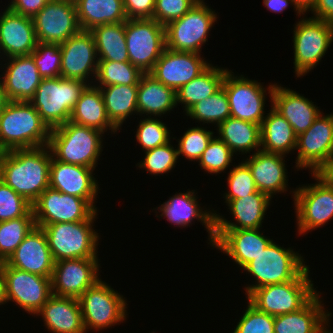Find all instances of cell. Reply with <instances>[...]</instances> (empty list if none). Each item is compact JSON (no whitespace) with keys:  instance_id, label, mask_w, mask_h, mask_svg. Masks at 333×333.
Returning <instances> with one entry per match:
<instances>
[{"instance_id":"obj_1","label":"cell","mask_w":333,"mask_h":333,"mask_svg":"<svg viewBox=\"0 0 333 333\" xmlns=\"http://www.w3.org/2000/svg\"><path fill=\"white\" fill-rule=\"evenodd\" d=\"M52 156L48 145L5 151L0 180L33 204L49 187Z\"/></svg>"},{"instance_id":"obj_2","label":"cell","mask_w":333,"mask_h":333,"mask_svg":"<svg viewBox=\"0 0 333 333\" xmlns=\"http://www.w3.org/2000/svg\"><path fill=\"white\" fill-rule=\"evenodd\" d=\"M50 132L30 102L9 101L0 114V145L4 151L48 145Z\"/></svg>"},{"instance_id":"obj_3","label":"cell","mask_w":333,"mask_h":333,"mask_svg":"<svg viewBox=\"0 0 333 333\" xmlns=\"http://www.w3.org/2000/svg\"><path fill=\"white\" fill-rule=\"evenodd\" d=\"M103 134L98 129L68 121L51 129L48 146L60 162L96 169L103 151Z\"/></svg>"},{"instance_id":"obj_4","label":"cell","mask_w":333,"mask_h":333,"mask_svg":"<svg viewBox=\"0 0 333 333\" xmlns=\"http://www.w3.org/2000/svg\"><path fill=\"white\" fill-rule=\"evenodd\" d=\"M95 211L87 220L62 222L40 227L44 230L55 262L64 259H98L99 238L94 230Z\"/></svg>"},{"instance_id":"obj_5","label":"cell","mask_w":333,"mask_h":333,"mask_svg":"<svg viewBox=\"0 0 333 333\" xmlns=\"http://www.w3.org/2000/svg\"><path fill=\"white\" fill-rule=\"evenodd\" d=\"M305 263L303 256L291 247L286 249L272 240L242 269L255 279V283L245 286V294L248 296L259 287L298 279L309 268Z\"/></svg>"},{"instance_id":"obj_6","label":"cell","mask_w":333,"mask_h":333,"mask_svg":"<svg viewBox=\"0 0 333 333\" xmlns=\"http://www.w3.org/2000/svg\"><path fill=\"white\" fill-rule=\"evenodd\" d=\"M88 84L63 77L42 78L34 97L29 101L50 129L70 120L81 92Z\"/></svg>"},{"instance_id":"obj_7","label":"cell","mask_w":333,"mask_h":333,"mask_svg":"<svg viewBox=\"0 0 333 333\" xmlns=\"http://www.w3.org/2000/svg\"><path fill=\"white\" fill-rule=\"evenodd\" d=\"M308 268L298 279L253 290L246 298L257 310L278 316L303 308L318 292Z\"/></svg>"},{"instance_id":"obj_8","label":"cell","mask_w":333,"mask_h":333,"mask_svg":"<svg viewBox=\"0 0 333 333\" xmlns=\"http://www.w3.org/2000/svg\"><path fill=\"white\" fill-rule=\"evenodd\" d=\"M86 332L99 331L123 323L127 318V301L105 281L99 279L79 298Z\"/></svg>"},{"instance_id":"obj_9","label":"cell","mask_w":333,"mask_h":333,"mask_svg":"<svg viewBox=\"0 0 333 333\" xmlns=\"http://www.w3.org/2000/svg\"><path fill=\"white\" fill-rule=\"evenodd\" d=\"M333 42V24L321 19L302 17L293 30L294 70L306 75L320 63Z\"/></svg>"},{"instance_id":"obj_10","label":"cell","mask_w":333,"mask_h":333,"mask_svg":"<svg viewBox=\"0 0 333 333\" xmlns=\"http://www.w3.org/2000/svg\"><path fill=\"white\" fill-rule=\"evenodd\" d=\"M217 18L207 3H196L181 18L165 26L166 48L200 54Z\"/></svg>"},{"instance_id":"obj_11","label":"cell","mask_w":333,"mask_h":333,"mask_svg":"<svg viewBox=\"0 0 333 333\" xmlns=\"http://www.w3.org/2000/svg\"><path fill=\"white\" fill-rule=\"evenodd\" d=\"M222 86L225 89L229 106L230 117L261 125L265 118V104L267 91L272 99L274 84L267 88L257 80H251L243 75H236L228 70L224 76ZM267 90V91H266Z\"/></svg>"},{"instance_id":"obj_12","label":"cell","mask_w":333,"mask_h":333,"mask_svg":"<svg viewBox=\"0 0 333 333\" xmlns=\"http://www.w3.org/2000/svg\"><path fill=\"white\" fill-rule=\"evenodd\" d=\"M125 37L129 62L149 73L166 49L165 26L155 19H127Z\"/></svg>"},{"instance_id":"obj_13","label":"cell","mask_w":333,"mask_h":333,"mask_svg":"<svg viewBox=\"0 0 333 333\" xmlns=\"http://www.w3.org/2000/svg\"><path fill=\"white\" fill-rule=\"evenodd\" d=\"M310 174L316 180L314 184H304L290 191L293 192L298 235H305L333 219V188L314 173Z\"/></svg>"},{"instance_id":"obj_14","label":"cell","mask_w":333,"mask_h":333,"mask_svg":"<svg viewBox=\"0 0 333 333\" xmlns=\"http://www.w3.org/2000/svg\"><path fill=\"white\" fill-rule=\"evenodd\" d=\"M37 227L87 220L96 210L83 198L48 187L32 204Z\"/></svg>"},{"instance_id":"obj_15","label":"cell","mask_w":333,"mask_h":333,"mask_svg":"<svg viewBox=\"0 0 333 333\" xmlns=\"http://www.w3.org/2000/svg\"><path fill=\"white\" fill-rule=\"evenodd\" d=\"M32 20L42 43L61 44L82 30L73 0H49Z\"/></svg>"},{"instance_id":"obj_16","label":"cell","mask_w":333,"mask_h":333,"mask_svg":"<svg viewBox=\"0 0 333 333\" xmlns=\"http://www.w3.org/2000/svg\"><path fill=\"white\" fill-rule=\"evenodd\" d=\"M321 113L312 126L297 136L296 169L315 173L333 157V113Z\"/></svg>"},{"instance_id":"obj_17","label":"cell","mask_w":333,"mask_h":333,"mask_svg":"<svg viewBox=\"0 0 333 333\" xmlns=\"http://www.w3.org/2000/svg\"><path fill=\"white\" fill-rule=\"evenodd\" d=\"M3 276L7 302H15L30 315H36L53 295L50 277L22 271L7 264Z\"/></svg>"},{"instance_id":"obj_18","label":"cell","mask_w":333,"mask_h":333,"mask_svg":"<svg viewBox=\"0 0 333 333\" xmlns=\"http://www.w3.org/2000/svg\"><path fill=\"white\" fill-rule=\"evenodd\" d=\"M60 49L61 77L81 80L88 85L94 84L92 80L96 78L98 57L93 34L90 31L81 30L61 43Z\"/></svg>"},{"instance_id":"obj_19","label":"cell","mask_w":333,"mask_h":333,"mask_svg":"<svg viewBox=\"0 0 333 333\" xmlns=\"http://www.w3.org/2000/svg\"><path fill=\"white\" fill-rule=\"evenodd\" d=\"M98 259H64L55 262L51 277L52 294L79 298L100 278Z\"/></svg>"},{"instance_id":"obj_20","label":"cell","mask_w":333,"mask_h":333,"mask_svg":"<svg viewBox=\"0 0 333 333\" xmlns=\"http://www.w3.org/2000/svg\"><path fill=\"white\" fill-rule=\"evenodd\" d=\"M201 55L166 48L149 74L177 92L211 65Z\"/></svg>"},{"instance_id":"obj_21","label":"cell","mask_w":333,"mask_h":333,"mask_svg":"<svg viewBox=\"0 0 333 333\" xmlns=\"http://www.w3.org/2000/svg\"><path fill=\"white\" fill-rule=\"evenodd\" d=\"M95 169L81 165L67 164L53 156L50 164L49 187L61 193L85 199L96 211L99 184L92 175Z\"/></svg>"},{"instance_id":"obj_22","label":"cell","mask_w":333,"mask_h":333,"mask_svg":"<svg viewBox=\"0 0 333 333\" xmlns=\"http://www.w3.org/2000/svg\"><path fill=\"white\" fill-rule=\"evenodd\" d=\"M195 190H189L185 193H177L165 201L159 207L161 214L157 217H165L172 225L177 227H190L192 221H201L208 232V241L213 246L215 241V214L217 211L204 210L197 201ZM204 210V211H203ZM213 211V212H212Z\"/></svg>"},{"instance_id":"obj_23","label":"cell","mask_w":333,"mask_h":333,"mask_svg":"<svg viewBox=\"0 0 333 333\" xmlns=\"http://www.w3.org/2000/svg\"><path fill=\"white\" fill-rule=\"evenodd\" d=\"M55 261L44 230L35 226L7 260V265L42 277H52Z\"/></svg>"},{"instance_id":"obj_24","label":"cell","mask_w":333,"mask_h":333,"mask_svg":"<svg viewBox=\"0 0 333 333\" xmlns=\"http://www.w3.org/2000/svg\"><path fill=\"white\" fill-rule=\"evenodd\" d=\"M258 229L215 230L212 247L226 253L242 269L269 245L272 239Z\"/></svg>"},{"instance_id":"obj_25","label":"cell","mask_w":333,"mask_h":333,"mask_svg":"<svg viewBox=\"0 0 333 333\" xmlns=\"http://www.w3.org/2000/svg\"><path fill=\"white\" fill-rule=\"evenodd\" d=\"M33 20L7 7L0 15V57L30 55L37 46ZM6 57H5V56Z\"/></svg>"},{"instance_id":"obj_26","label":"cell","mask_w":333,"mask_h":333,"mask_svg":"<svg viewBox=\"0 0 333 333\" xmlns=\"http://www.w3.org/2000/svg\"><path fill=\"white\" fill-rule=\"evenodd\" d=\"M6 68L0 77L9 101L29 102L35 94L42 77L31 55L6 58Z\"/></svg>"},{"instance_id":"obj_27","label":"cell","mask_w":333,"mask_h":333,"mask_svg":"<svg viewBox=\"0 0 333 333\" xmlns=\"http://www.w3.org/2000/svg\"><path fill=\"white\" fill-rule=\"evenodd\" d=\"M244 162L248 165L258 191L271 199L276 193H286L288 188L285 155L259 150L248 155Z\"/></svg>"},{"instance_id":"obj_28","label":"cell","mask_w":333,"mask_h":333,"mask_svg":"<svg viewBox=\"0 0 333 333\" xmlns=\"http://www.w3.org/2000/svg\"><path fill=\"white\" fill-rule=\"evenodd\" d=\"M270 102L271 106L293 127L297 136L307 131L322 112L304 95L277 83Z\"/></svg>"},{"instance_id":"obj_29","label":"cell","mask_w":333,"mask_h":333,"mask_svg":"<svg viewBox=\"0 0 333 333\" xmlns=\"http://www.w3.org/2000/svg\"><path fill=\"white\" fill-rule=\"evenodd\" d=\"M271 198L260 191L249 196L230 200L226 205L235 222H230L220 213L215 214V230L258 229L262 227Z\"/></svg>"},{"instance_id":"obj_30","label":"cell","mask_w":333,"mask_h":333,"mask_svg":"<svg viewBox=\"0 0 333 333\" xmlns=\"http://www.w3.org/2000/svg\"><path fill=\"white\" fill-rule=\"evenodd\" d=\"M320 295L318 292L296 312L275 316L274 333H330L328 325L332 313L325 310Z\"/></svg>"},{"instance_id":"obj_31","label":"cell","mask_w":333,"mask_h":333,"mask_svg":"<svg viewBox=\"0 0 333 333\" xmlns=\"http://www.w3.org/2000/svg\"><path fill=\"white\" fill-rule=\"evenodd\" d=\"M52 333H87L79 300L52 295L36 313Z\"/></svg>"},{"instance_id":"obj_32","label":"cell","mask_w":333,"mask_h":333,"mask_svg":"<svg viewBox=\"0 0 333 333\" xmlns=\"http://www.w3.org/2000/svg\"><path fill=\"white\" fill-rule=\"evenodd\" d=\"M69 121L77 125L98 129L103 133L111 130L110 133L115 134L119 131L108 118L100 88L94 84L87 85L81 92Z\"/></svg>"},{"instance_id":"obj_33","label":"cell","mask_w":333,"mask_h":333,"mask_svg":"<svg viewBox=\"0 0 333 333\" xmlns=\"http://www.w3.org/2000/svg\"><path fill=\"white\" fill-rule=\"evenodd\" d=\"M177 106L176 91L144 73L138 84L137 111L140 116H161ZM150 115V116H149ZM156 116V117H155Z\"/></svg>"},{"instance_id":"obj_34","label":"cell","mask_w":333,"mask_h":333,"mask_svg":"<svg viewBox=\"0 0 333 333\" xmlns=\"http://www.w3.org/2000/svg\"><path fill=\"white\" fill-rule=\"evenodd\" d=\"M260 125V150L269 153L289 154L296 150L297 135L293 127L272 106Z\"/></svg>"},{"instance_id":"obj_35","label":"cell","mask_w":333,"mask_h":333,"mask_svg":"<svg viewBox=\"0 0 333 333\" xmlns=\"http://www.w3.org/2000/svg\"><path fill=\"white\" fill-rule=\"evenodd\" d=\"M82 30L127 20L123 0H74Z\"/></svg>"},{"instance_id":"obj_36","label":"cell","mask_w":333,"mask_h":333,"mask_svg":"<svg viewBox=\"0 0 333 333\" xmlns=\"http://www.w3.org/2000/svg\"><path fill=\"white\" fill-rule=\"evenodd\" d=\"M217 137L223 141L234 154H251L261 147L260 125L229 117L217 126Z\"/></svg>"},{"instance_id":"obj_37","label":"cell","mask_w":333,"mask_h":333,"mask_svg":"<svg viewBox=\"0 0 333 333\" xmlns=\"http://www.w3.org/2000/svg\"><path fill=\"white\" fill-rule=\"evenodd\" d=\"M126 21L99 25L93 34L98 61L129 62L126 37Z\"/></svg>"},{"instance_id":"obj_38","label":"cell","mask_w":333,"mask_h":333,"mask_svg":"<svg viewBox=\"0 0 333 333\" xmlns=\"http://www.w3.org/2000/svg\"><path fill=\"white\" fill-rule=\"evenodd\" d=\"M99 88L108 118L118 129H121L128 117L138 114V85H109Z\"/></svg>"},{"instance_id":"obj_39","label":"cell","mask_w":333,"mask_h":333,"mask_svg":"<svg viewBox=\"0 0 333 333\" xmlns=\"http://www.w3.org/2000/svg\"><path fill=\"white\" fill-rule=\"evenodd\" d=\"M229 69L211 65L198 77L184 84L177 92V105L181 103L185 113L202 99L215 93L221 86Z\"/></svg>"},{"instance_id":"obj_40","label":"cell","mask_w":333,"mask_h":333,"mask_svg":"<svg viewBox=\"0 0 333 333\" xmlns=\"http://www.w3.org/2000/svg\"><path fill=\"white\" fill-rule=\"evenodd\" d=\"M196 122L217 124L224 122L230 117V106L223 86L206 99H202L193 105L186 113Z\"/></svg>"},{"instance_id":"obj_41","label":"cell","mask_w":333,"mask_h":333,"mask_svg":"<svg viewBox=\"0 0 333 333\" xmlns=\"http://www.w3.org/2000/svg\"><path fill=\"white\" fill-rule=\"evenodd\" d=\"M143 74L138 67L130 62L98 61V69L94 81L96 84L94 85L96 87L138 85Z\"/></svg>"},{"instance_id":"obj_42","label":"cell","mask_w":333,"mask_h":333,"mask_svg":"<svg viewBox=\"0 0 333 333\" xmlns=\"http://www.w3.org/2000/svg\"><path fill=\"white\" fill-rule=\"evenodd\" d=\"M35 226L32 209L23 217L0 222V254L6 261Z\"/></svg>"},{"instance_id":"obj_43","label":"cell","mask_w":333,"mask_h":333,"mask_svg":"<svg viewBox=\"0 0 333 333\" xmlns=\"http://www.w3.org/2000/svg\"><path fill=\"white\" fill-rule=\"evenodd\" d=\"M233 157L232 150L217 136H214L198 160V165L209 174H220L230 167Z\"/></svg>"},{"instance_id":"obj_44","label":"cell","mask_w":333,"mask_h":333,"mask_svg":"<svg viewBox=\"0 0 333 333\" xmlns=\"http://www.w3.org/2000/svg\"><path fill=\"white\" fill-rule=\"evenodd\" d=\"M171 145V140L161 146L148 150L145 157L136 166L145 169L149 174L157 175L169 173L177 164L178 152Z\"/></svg>"},{"instance_id":"obj_45","label":"cell","mask_w":333,"mask_h":333,"mask_svg":"<svg viewBox=\"0 0 333 333\" xmlns=\"http://www.w3.org/2000/svg\"><path fill=\"white\" fill-rule=\"evenodd\" d=\"M170 130L162 120L154 117L140 119L136 129V140L144 152L168 143Z\"/></svg>"},{"instance_id":"obj_46","label":"cell","mask_w":333,"mask_h":333,"mask_svg":"<svg viewBox=\"0 0 333 333\" xmlns=\"http://www.w3.org/2000/svg\"><path fill=\"white\" fill-rule=\"evenodd\" d=\"M213 132L200 126L189 128L177 141L178 158L182 155L189 161L198 162L208 143L214 137Z\"/></svg>"},{"instance_id":"obj_47","label":"cell","mask_w":333,"mask_h":333,"mask_svg":"<svg viewBox=\"0 0 333 333\" xmlns=\"http://www.w3.org/2000/svg\"><path fill=\"white\" fill-rule=\"evenodd\" d=\"M42 78L61 77V49L58 43L38 42L30 54Z\"/></svg>"},{"instance_id":"obj_48","label":"cell","mask_w":333,"mask_h":333,"mask_svg":"<svg viewBox=\"0 0 333 333\" xmlns=\"http://www.w3.org/2000/svg\"><path fill=\"white\" fill-rule=\"evenodd\" d=\"M227 177L229 191L223 194L225 202L239 199L257 191L252 173L248 165L242 160L239 165L233 166Z\"/></svg>"},{"instance_id":"obj_49","label":"cell","mask_w":333,"mask_h":333,"mask_svg":"<svg viewBox=\"0 0 333 333\" xmlns=\"http://www.w3.org/2000/svg\"><path fill=\"white\" fill-rule=\"evenodd\" d=\"M32 204L0 180V222L25 216Z\"/></svg>"},{"instance_id":"obj_50","label":"cell","mask_w":333,"mask_h":333,"mask_svg":"<svg viewBox=\"0 0 333 333\" xmlns=\"http://www.w3.org/2000/svg\"><path fill=\"white\" fill-rule=\"evenodd\" d=\"M232 333H274V316L257 310L249 302Z\"/></svg>"},{"instance_id":"obj_51","label":"cell","mask_w":333,"mask_h":333,"mask_svg":"<svg viewBox=\"0 0 333 333\" xmlns=\"http://www.w3.org/2000/svg\"><path fill=\"white\" fill-rule=\"evenodd\" d=\"M195 4L193 0H155L152 19L166 26L185 15Z\"/></svg>"},{"instance_id":"obj_52","label":"cell","mask_w":333,"mask_h":333,"mask_svg":"<svg viewBox=\"0 0 333 333\" xmlns=\"http://www.w3.org/2000/svg\"><path fill=\"white\" fill-rule=\"evenodd\" d=\"M127 19H151L155 0H123Z\"/></svg>"},{"instance_id":"obj_53","label":"cell","mask_w":333,"mask_h":333,"mask_svg":"<svg viewBox=\"0 0 333 333\" xmlns=\"http://www.w3.org/2000/svg\"><path fill=\"white\" fill-rule=\"evenodd\" d=\"M49 0H11L6 6L14 13L33 18Z\"/></svg>"},{"instance_id":"obj_54","label":"cell","mask_w":333,"mask_h":333,"mask_svg":"<svg viewBox=\"0 0 333 333\" xmlns=\"http://www.w3.org/2000/svg\"><path fill=\"white\" fill-rule=\"evenodd\" d=\"M311 13L313 14L312 18L333 24V0H316Z\"/></svg>"},{"instance_id":"obj_55","label":"cell","mask_w":333,"mask_h":333,"mask_svg":"<svg viewBox=\"0 0 333 333\" xmlns=\"http://www.w3.org/2000/svg\"><path fill=\"white\" fill-rule=\"evenodd\" d=\"M314 174L327 186L333 188V157L325 162Z\"/></svg>"},{"instance_id":"obj_56","label":"cell","mask_w":333,"mask_h":333,"mask_svg":"<svg viewBox=\"0 0 333 333\" xmlns=\"http://www.w3.org/2000/svg\"><path fill=\"white\" fill-rule=\"evenodd\" d=\"M263 4L270 12L274 13L283 12L289 4L294 5L293 0H263Z\"/></svg>"},{"instance_id":"obj_57","label":"cell","mask_w":333,"mask_h":333,"mask_svg":"<svg viewBox=\"0 0 333 333\" xmlns=\"http://www.w3.org/2000/svg\"><path fill=\"white\" fill-rule=\"evenodd\" d=\"M293 3H294V9H295V12L297 13L296 15L300 16L301 18V15H305L308 11L310 12L315 3H316V0H293Z\"/></svg>"},{"instance_id":"obj_58","label":"cell","mask_w":333,"mask_h":333,"mask_svg":"<svg viewBox=\"0 0 333 333\" xmlns=\"http://www.w3.org/2000/svg\"><path fill=\"white\" fill-rule=\"evenodd\" d=\"M8 102L9 100L7 98L6 91L4 90V86L0 78V114L5 109Z\"/></svg>"},{"instance_id":"obj_59","label":"cell","mask_w":333,"mask_h":333,"mask_svg":"<svg viewBox=\"0 0 333 333\" xmlns=\"http://www.w3.org/2000/svg\"><path fill=\"white\" fill-rule=\"evenodd\" d=\"M7 303L5 280L3 274H0V305Z\"/></svg>"},{"instance_id":"obj_60","label":"cell","mask_w":333,"mask_h":333,"mask_svg":"<svg viewBox=\"0 0 333 333\" xmlns=\"http://www.w3.org/2000/svg\"><path fill=\"white\" fill-rule=\"evenodd\" d=\"M6 264V259L0 254V274H3Z\"/></svg>"},{"instance_id":"obj_61","label":"cell","mask_w":333,"mask_h":333,"mask_svg":"<svg viewBox=\"0 0 333 333\" xmlns=\"http://www.w3.org/2000/svg\"><path fill=\"white\" fill-rule=\"evenodd\" d=\"M4 153H5V151H4V149L0 145V159L2 158V156L4 155Z\"/></svg>"},{"instance_id":"obj_62","label":"cell","mask_w":333,"mask_h":333,"mask_svg":"<svg viewBox=\"0 0 333 333\" xmlns=\"http://www.w3.org/2000/svg\"><path fill=\"white\" fill-rule=\"evenodd\" d=\"M195 3H205L204 0H193Z\"/></svg>"}]
</instances>
